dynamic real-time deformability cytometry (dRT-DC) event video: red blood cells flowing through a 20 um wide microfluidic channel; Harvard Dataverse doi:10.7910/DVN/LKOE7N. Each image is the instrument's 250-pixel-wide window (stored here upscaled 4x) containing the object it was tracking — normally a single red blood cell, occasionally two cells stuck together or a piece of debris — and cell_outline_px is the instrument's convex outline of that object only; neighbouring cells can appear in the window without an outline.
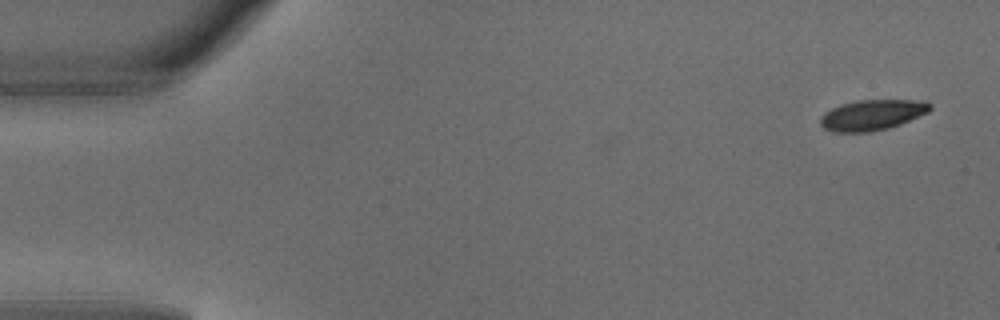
{"species": "common noctule bat (a hibernating species)", "species_latin": "Nyctalus noctula", "temperature_condition": "warm", "stored_images_in_passage": 6, "camera_frame_rate_fps": 3000, "um_per_image_px": 0.085, "animal": {"sex": "male", "body_mass_g": 18.8}, "frame": {"image": 1, "passage_image": 1, "time_ms": 0.0, "image_size_px": [1000, 320], "cell_outline_px": [[932, 108], [928, 112], [900, 124], [888, 128], [872, 132], [832, 132], [824, 128], [820, 124], [820, 116], [824, 112], [840, 104], [856, 100], [924, 100], [932, 104]], "centroid_in_image_um": [74.12, 9.77], "position_along_channel_um": 10.9, "area_um2": 19.71}}
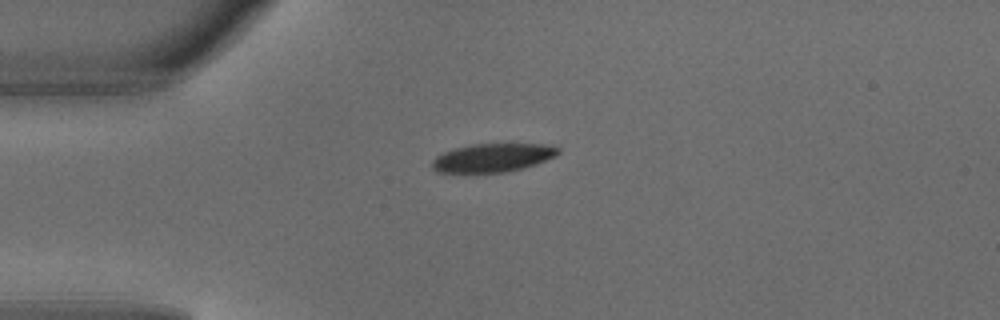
{"frame": {"image": 2, "passage_image": 3, "time_ms": 0.667, "image_size_px": [1000, 320], "cell_outline_px": [[560, 152], [556, 156], [536, 164], [524, 168], [504, 172], [464, 176], [436, 172], [432, 168], [432, 160], [436, 156], [444, 152], [456, 148], [472, 144], [552, 144], [560, 148]], "centroid_in_image_um": [41.83, 13.46], "position_along_channel_um": 43.2, "area_um2": 21.91}}
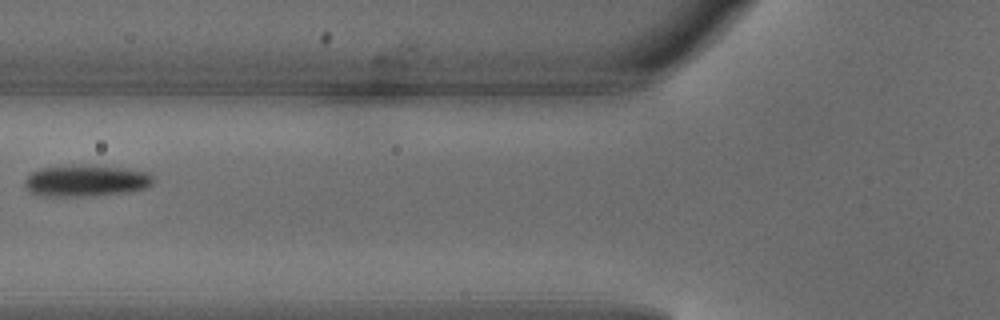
{"frame": {"image": 3, "passage_image": 5, "time_ms": 1.333, "image_size_px": [1000, 320], "cell_outline_px": [[152, 184], [144, 188], [128, 192], [92, 196], [40, 196], [32, 192], [24, 184], [24, 180], [32, 172], [40, 168], [76, 164], [116, 168], [148, 172], [152, 176]], "centroid_in_image_um": [7.26, 15.37], "position_along_channel_um": 118.5, "area_um2": 23.41}}